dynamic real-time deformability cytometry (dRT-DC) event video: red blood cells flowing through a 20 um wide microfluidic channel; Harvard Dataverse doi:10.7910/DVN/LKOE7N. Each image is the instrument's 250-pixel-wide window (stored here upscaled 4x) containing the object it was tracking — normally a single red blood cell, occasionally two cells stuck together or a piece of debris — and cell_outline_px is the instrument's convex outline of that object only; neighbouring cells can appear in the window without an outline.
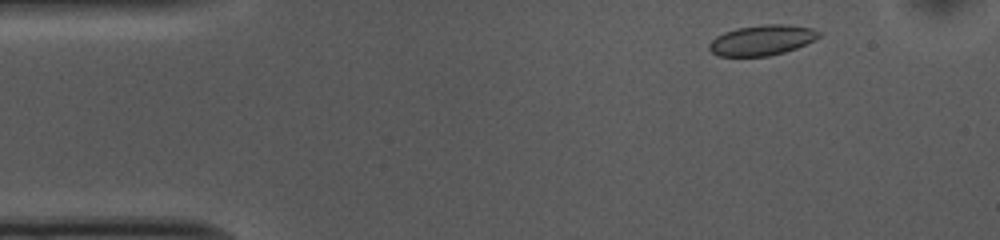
{"species": "common noctule bat (a hibernating species)", "species_latin": "Nyctalus noctula", "temperature_condition": "cold", "stored_images_in_passage": 50, "camera_frame_rate_fps": 3000, "um_per_image_px": 0.085, "animal": {"sex": "female", "body_mass_g": 10.0, "forearm_length_mm": 53.1}, "frame": {"image": 1, "passage_image": 3, "time_ms": 0.667, "image_size_px": [1000, 240], "cell_outline_px": [[820, 36], [816, 40], [796, 48], [784, 52], [768, 56], [720, 56], [712, 52], [708, 48], [708, 44], [716, 36], [724, 32], [736, 28], [764, 24], [784, 24], [812, 28], [820, 32]], "centroid_in_image_um": [64.77, 3.41], "position_along_channel_um": 20.2, "area_um2": 19.42}}
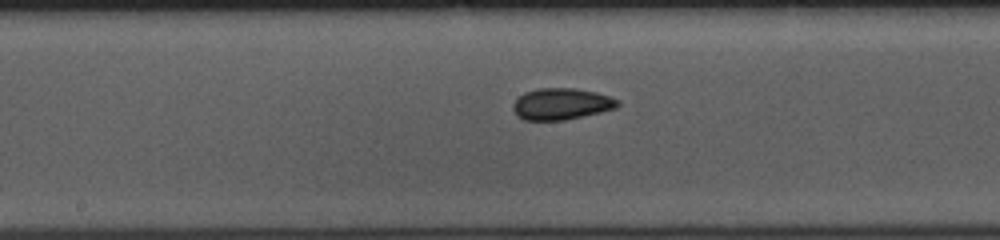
{"frame": {"image": 2, "passage_image": 23, "time_ms": 7.333, "image_size_px": [1000, 240], "cell_outline_px": [[620, 104], [616, 108], [600, 112], [564, 120], [524, 120], [516, 116], [512, 108], [512, 104], [524, 92], [540, 88], [576, 88], [596, 92], [620, 100]], "centroid_in_image_um": [47.7, 8.83], "position_along_channel_um": 200.5, "area_um2": 19.25}}
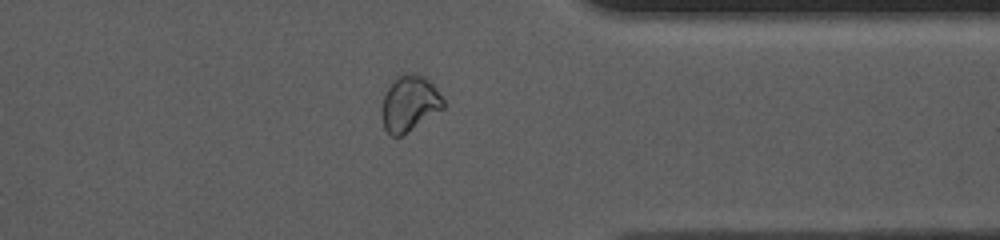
{"frame": {"image": 3, "passage_image": 38, "time_ms": 12.333, "image_size_px": [1000, 240], "cell_outline_px": [[444, 108], [400, 136], [392, 136], [384, 128], [380, 116], [380, 112], [384, 96], [392, 80], [400, 72], [424, 76], [436, 88], [444, 100]], "centroid_in_image_um": [34.77, 8.78], "position_along_channel_um": 376.6, "area_um2": 19.94}, "authors_computed_cell_mechanics": {"area_um2": 19.2763, "velocity_mm_per_s": 3.7037, "shape_relaxation_time_tau1_ms": 4.3822, "shape_relaxation_time_tau2_ms": 1.775, "deformation_change_tau1": 0.0648, "deformation_change_tau2": 0.0424}}